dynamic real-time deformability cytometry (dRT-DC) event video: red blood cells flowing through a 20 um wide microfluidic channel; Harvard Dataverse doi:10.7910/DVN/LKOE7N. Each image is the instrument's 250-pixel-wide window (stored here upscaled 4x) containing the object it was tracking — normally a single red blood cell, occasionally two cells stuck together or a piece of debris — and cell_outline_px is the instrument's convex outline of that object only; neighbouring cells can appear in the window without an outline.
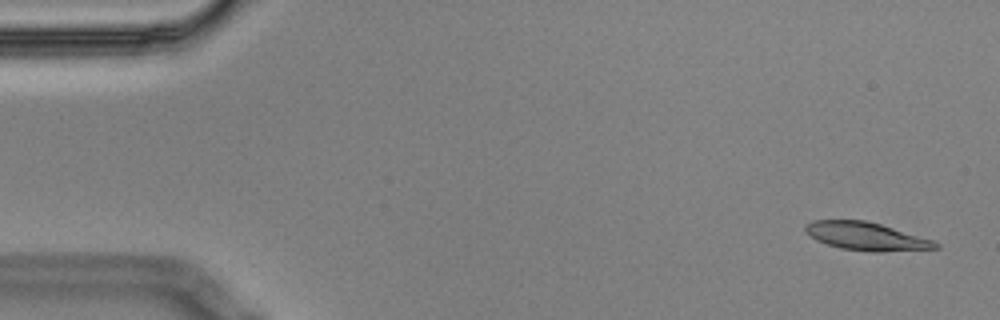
{"species": "Egyptian fruit bat (a non-hibernating species)", "species_latin": "Rousettus aegyptiacus", "temperature_condition": "cold", "stored_images_in_passage": 4, "camera_frame_rate_fps": 3000, "um_per_image_px": 0.085, "animal": {"sex": "male"}, "frame": {"image": 1, "passage_image": 1, "time_ms": 0.0, "image_size_px": [1000, 320], "cell_outline_px": [[940, 248], [876, 252], [872, 252], [840, 248], [816, 240], [804, 232], [804, 228], [812, 220], [864, 220], [880, 224], [932, 240], [940, 244]], "centroid_in_image_um": [73.6, 20.09], "position_along_channel_um": 11.4, "area_um2": 21.04}}